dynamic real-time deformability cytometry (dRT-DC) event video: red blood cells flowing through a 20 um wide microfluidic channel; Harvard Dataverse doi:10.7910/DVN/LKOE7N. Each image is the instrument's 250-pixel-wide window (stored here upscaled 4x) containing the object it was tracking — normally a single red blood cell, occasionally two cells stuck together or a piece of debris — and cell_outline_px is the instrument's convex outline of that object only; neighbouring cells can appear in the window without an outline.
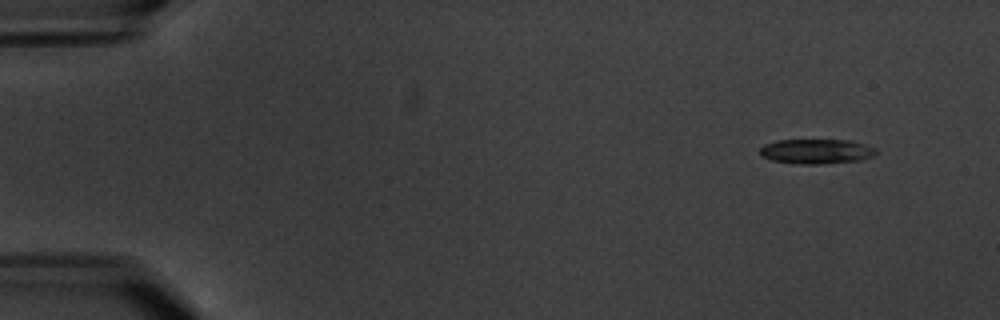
{"species": "common noctule bat (a hibernating species)", "species_latin": "Nyctalus noctula", "temperature_condition": "warm", "stored_images_in_passage": 8, "camera_frame_rate_fps": 3000, "um_per_image_px": 0.085, "animal": {"sex": "male", "body_mass_g": 20.1, "forearm_length_mm": 53.5}, "frame": {"image": 1, "passage_image": 2, "time_ms": 1.0, "image_size_px": [1000, 320], "cell_outline_px": [[876, 152], [872, 156], [860, 160], [820, 164], [800, 164], [772, 160], [760, 156], [760, 148], [764, 144], [776, 140], [852, 140], [876, 148]], "centroid_in_image_um": [69.37, 12.86], "position_along_channel_um": 15.6, "area_um2": 16.76}}
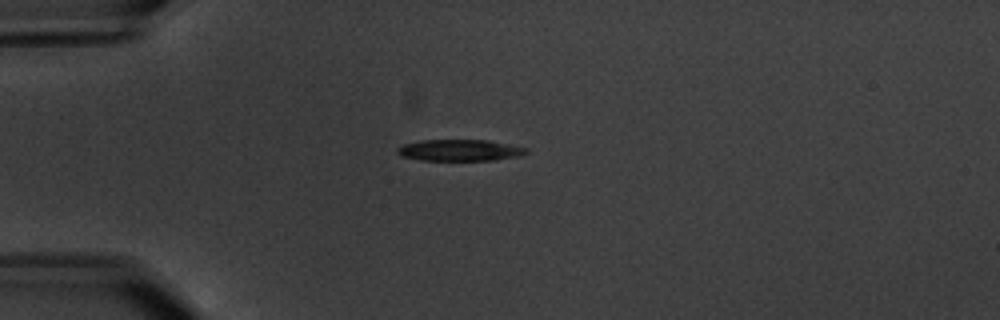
{"frame": {"image": 2, "passage_image": 5, "time_ms": 4.667, "image_size_px": [1000, 320], "cell_outline_px": [[528, 152], [520, 156], [496, 160], [420, 160], [400, 156], [396, 152], [396, 148], [404, 144], [420, 140], [488, 140], [528, 148]], "centroid_in_image_um": [39.07, 12.77], "position_along_channel_um": 45.9, "area_um2": 16.18}}